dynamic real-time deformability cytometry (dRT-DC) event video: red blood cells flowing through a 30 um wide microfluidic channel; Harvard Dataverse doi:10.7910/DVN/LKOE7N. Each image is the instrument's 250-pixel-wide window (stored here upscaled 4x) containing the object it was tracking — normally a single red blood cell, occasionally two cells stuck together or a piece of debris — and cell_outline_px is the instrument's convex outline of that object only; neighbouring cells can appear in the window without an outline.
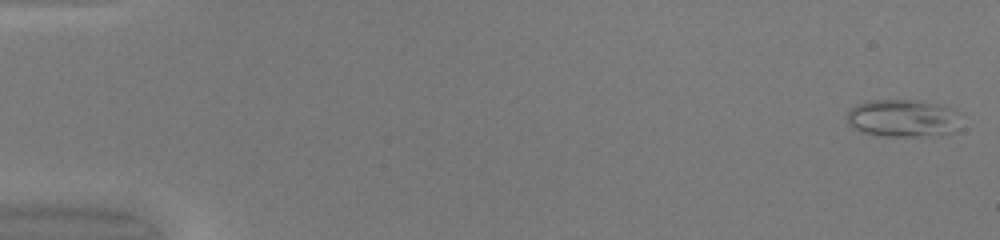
{"species": "common noctule bat (a hibernating species)", "species_latin": "Nyctalus noctula", "temperature_condition": "warm", "stored_images_in_passage": 49, "camera_frame_rate_fps": 3000, "um_per_image_px": 0.085, "animal": {"sex": "female", "body_mass_g": 20.0, "forearm_length_mm": 54.0}, "frame": {"image": 1, "passage_image": 1, "time_ms": 0.0, "image_size_px": [1000, 240], "cell_outline_px": [[960, 128], [956, 132], [940, 136], [888, 136], [860, 132], [852, 128], [848, 124], [848, 112], [856, 104], [868, 100], [920, 100], [956, 108]], "centroid_in_image_um": [76.8, 10.05], "position_along_channel_um": 8.2, "area_um2": 25.49}}
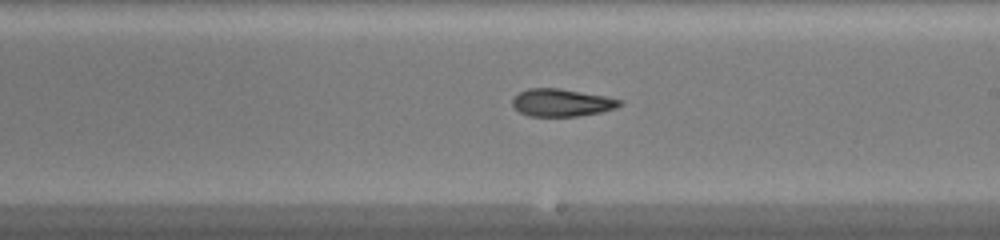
{"frame": {"image": 2, "passage_image": 29, "time_ms": 9.333, "image_size_px": [1000, 240], "cell_outline_px": [[624, 104], [616, 108], [600, 112], [576, 116], [528, 116], [520, 112], [512, 104], [512, 100], [520, 92], [528, 88], [560, 88], [604, 96], [624, 100]], "centroid_in_image_um": [47.77, 8.72], "position_along_channel_um": 241.2, "area_um2": 17.17}}
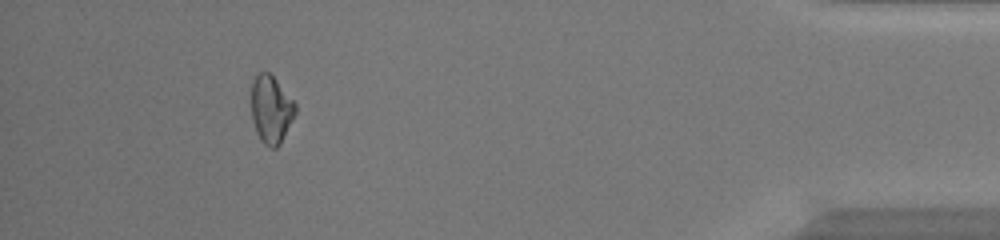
{"frame": {"image": 3, "passage_image": 45, "time_ms": 14.667, "image_size_px": [1000, 240], "cell_outline_px": [[296, 112], [280, 144], [276, 148], [268, 148], [260, 140], [256, 132], [252, 120], [252, 80], [260, 72], [268, 72], [276, 80], [296, 104]], "centroid_in_image_um": [23.03, 9.33], "position_along_channel_um": 412.2, "area_um2": 17.22}, "authors_computed_cell_mechanics": {"area_um2": 18.1492, "velocity_mm_per_s": 4.2552, "shape_relaxation_time_tau1_ms": null, "shape_relaxation_time_tau2_ms": 2.9921, "deformation_change_tau1": null, "deformation_change_tau2": 0.09}}